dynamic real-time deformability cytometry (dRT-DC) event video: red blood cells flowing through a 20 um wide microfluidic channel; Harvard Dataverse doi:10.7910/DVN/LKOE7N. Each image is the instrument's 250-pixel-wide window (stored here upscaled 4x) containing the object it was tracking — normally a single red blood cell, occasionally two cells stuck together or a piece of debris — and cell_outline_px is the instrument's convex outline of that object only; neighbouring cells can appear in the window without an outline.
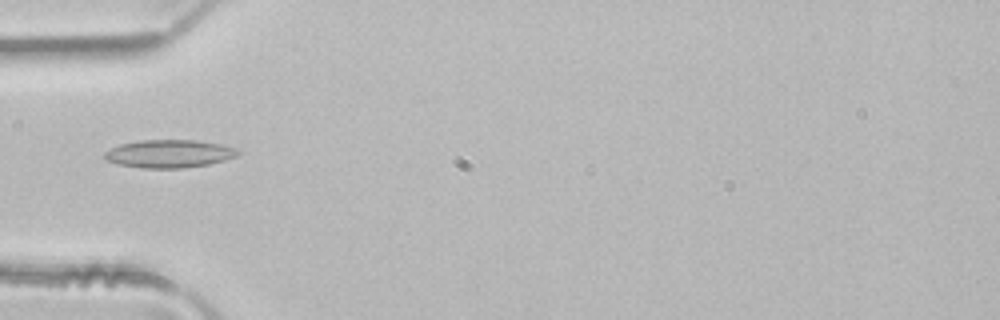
{"species": "common noctule bat (a hibernating species)", "species_latin": "Nyctalus noctula", "temperature_condition": "room temperature", "stored_images_in_passage": 3, "camera_frame_rate_fps": 3000, "um_per_image_px": 0.085, "animal": {"sex": "male", "body_mass_g": 21.5, "forearm_length_mm": 52.0}, "frame": {"image": 1, "passage_image": 3, "time_ms": 0.667, "image_size_px": [1000, 320], "cell_outline_px": [[240, 152], [236, 156], [224, 160], [208, 164], [184, 168], [140, 168], [116, 164], [108, 160], [104, 156], [104, 152], [120, 144], [140, 140], [196, 140], [220, 144], [236, 148]], "centroid_in_image_um": [14.37, 13.07], "position_along_channel_um": 70.6, "area_um2": 21.68}}